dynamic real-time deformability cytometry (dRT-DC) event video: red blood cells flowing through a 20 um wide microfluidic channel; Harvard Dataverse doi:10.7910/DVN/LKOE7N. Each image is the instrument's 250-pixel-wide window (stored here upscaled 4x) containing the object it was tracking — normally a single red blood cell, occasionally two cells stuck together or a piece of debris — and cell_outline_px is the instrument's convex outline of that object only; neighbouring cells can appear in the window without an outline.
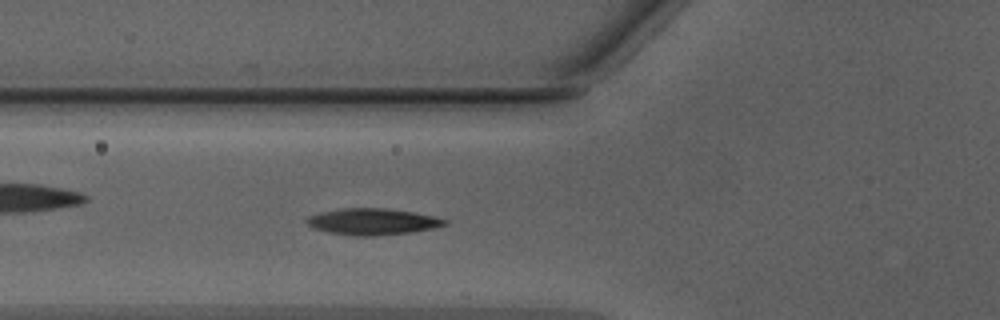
{"species": "Egyptian fruit bat (a non-hibernating species)", "species_latin": "Rousettus aegyptiacus", "temperature_condition": "warm", "stored_images_in_passage": 44, "camera_frame_rate_fps": 3000, "um_per_image_px": 0.085, "animal": {"sex": "male"}, "frame": {"image": 1, "passage_image": 13, "time_ms": 4.0, "image_size_px": [1000, 320], "cell_outline_px": [[448, 224], [432, 228], [408, 232], [376, 236], [356, 236], [328, 232], [312, 228], [304, 220], [308, 216], [320, 212], [340, 208], [388, 208], [436, 216], [448, 220]], "centroid_in_image_um": [31.64, 18.83], "position_along_channel_um": 94.2, "area_um2": 21.33}}
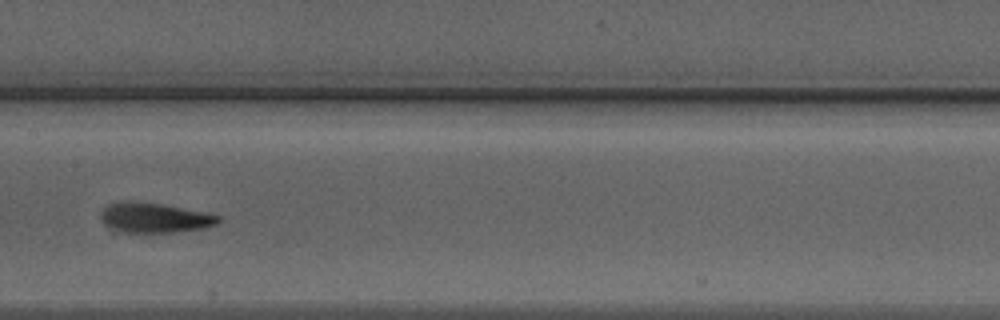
{"frame": {"image": 2, "passage_image": 20, "time_ms": 6.333, "image_size_px": [1000, 320], "cell_outline_px": [[220, 220], [216, 224], [204, 228], [176, 232], [124, 232], [104, 224], [100, 220], [100, 212], [108, 204], [160, 204], [204, 212], [220, 216]], "centroid_in_image_um": [13.18, 18.55], "position_along_channel_um": 194.2, "area_um2": 19.54}}
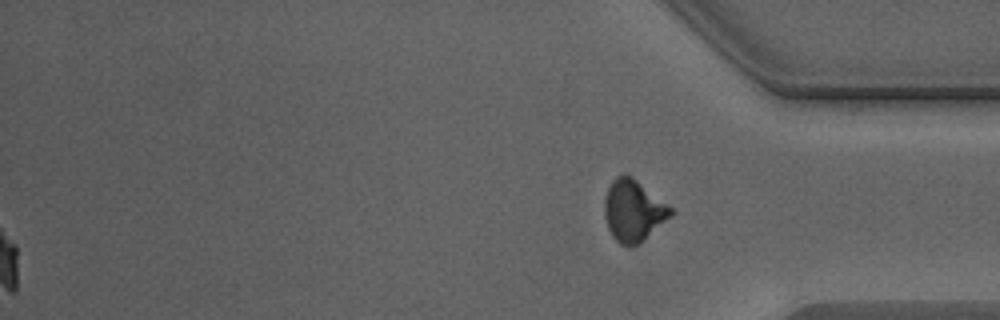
{"frame": {"image": 3, "passage_image": 44, "time_ms": 14.333, "image_size_px": [1000, 320], "cell_outline_px": [[676, 212], [672, 216], [644, 240], [632, 248], [628, 248], [620, 244], [612, 236], [608, 228], [604, 216], [604, 200], [608, 188], [612, 180], [616, 176], [624, 172], [632, 176], [668, 204]], "centroid_in_image_um": [53.84, 17.91], "position_along_channel_um": 381.4, "area_um2": 24.22}, "authors_computed_cell_mechanics": {"area_um2": 19.6231, "velocity_mm_per_s": 4.2779, "shape_relaxation_time_tau1_ms": 2.9376, "shape_relaxation_time_tau2_ms": 1.583, "deformation_change_tau1": 0.1567, "deformation_change_tau2": 0.0617}}